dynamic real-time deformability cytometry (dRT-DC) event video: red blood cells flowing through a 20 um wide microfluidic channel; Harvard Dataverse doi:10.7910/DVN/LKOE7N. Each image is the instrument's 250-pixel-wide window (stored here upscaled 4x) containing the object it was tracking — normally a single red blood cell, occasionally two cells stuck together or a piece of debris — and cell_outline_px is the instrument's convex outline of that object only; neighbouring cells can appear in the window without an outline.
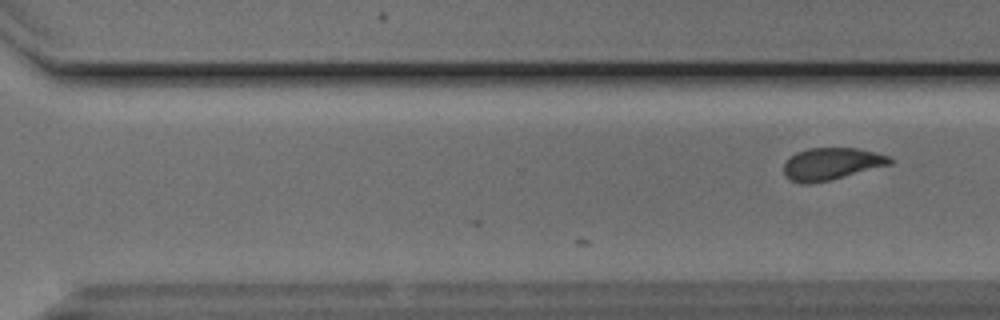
{"species": "Egyptian fruit bat (a non-hibernating species)", "species_latin": "Rousettus aegyptiacus", "temperature_condition": "cold", "stored_images_in_passage": 22, "camera_frame_rate_fps": 3000, "um_per_image_px": 0.085, "animal": {"sex": "male"}, "frame": {"image": 1, "passage_image": 22, "time_ms": 7.0, "image_size_px": [1000, 320], "cell_outline_px": [[892, 164], [828, 180], [808, 184], [804, 184], [792, 180], [784, 172], [784, 164], [796, 152], [808, 148], [860, 148], [876, 152], [888, 156], [892, 160]], "centroid_in_image_um": [70.7, 13.91], "position_along_channel_um": 299.9, "area_um2": 19.54}}